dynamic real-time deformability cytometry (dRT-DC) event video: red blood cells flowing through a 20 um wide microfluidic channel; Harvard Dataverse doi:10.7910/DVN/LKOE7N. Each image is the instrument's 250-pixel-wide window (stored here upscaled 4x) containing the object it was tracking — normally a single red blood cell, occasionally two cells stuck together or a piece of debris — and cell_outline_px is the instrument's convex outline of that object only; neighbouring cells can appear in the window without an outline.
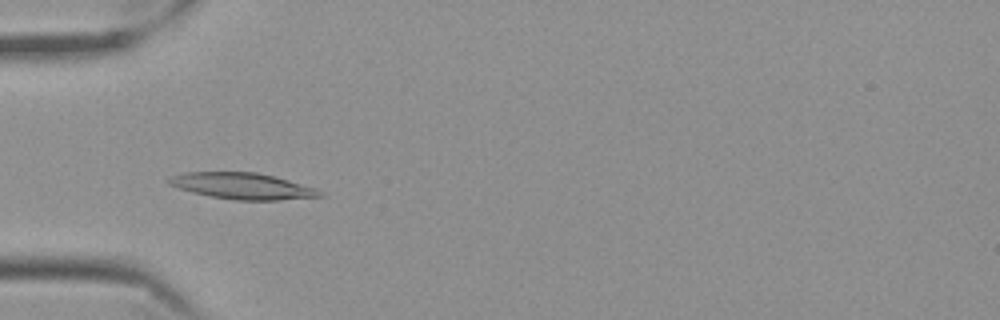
{"species": "Egyptian fruit bat (a non-hibernating species)", "species_latin": "Rousettus aegyptiacus", "temperature_condition": "cold", "stored_images_in_passage": 58, "camera_frame_rate_fps": 3000, "um_per_image_px": 0.085, "frame": {"image": 1, "passage_image": 19, "time_ms": 6.0, "image_size_px": [1000, 320], "cell_outline_px": [[328, 196], [280, 200], [232, 200], [192, 192], [168, 184], [164, 180], [172, 176], [184, 172], [256, 172], [288, 180], [316, 188], [324, 192]], "centroid_in_image_um": [20.64, 15.82], "position_along_channel_um": 64.4, "area_um2": 23.18}}
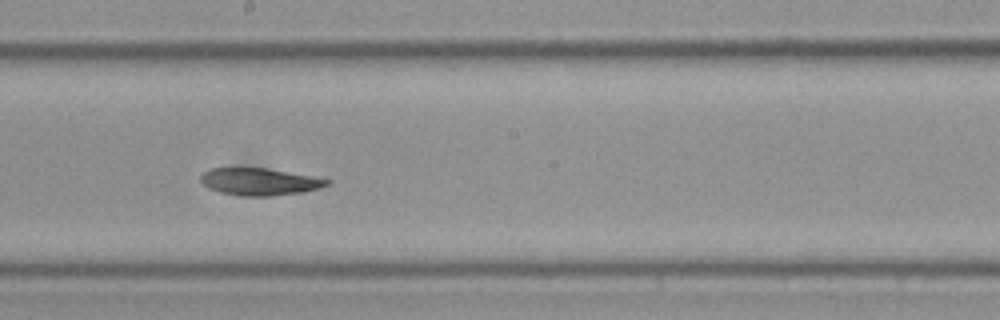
{"frame": {"image": 2, "passage_image": 33, "time_ms": 10.667, "image_size_px": [1000, 320], "cell_outline_px": [[332, 184], [304, 192], [268, 196], [244, 196], [220, 192], [208, 188], [200, 180], [200, 176], [204, 172], [212, 168], [268, 168], [332, 180]], "centroid_in_image_um": [22.08, 15.44], "position_along_channel_um": 226.1, "area_um2": 19.94}}
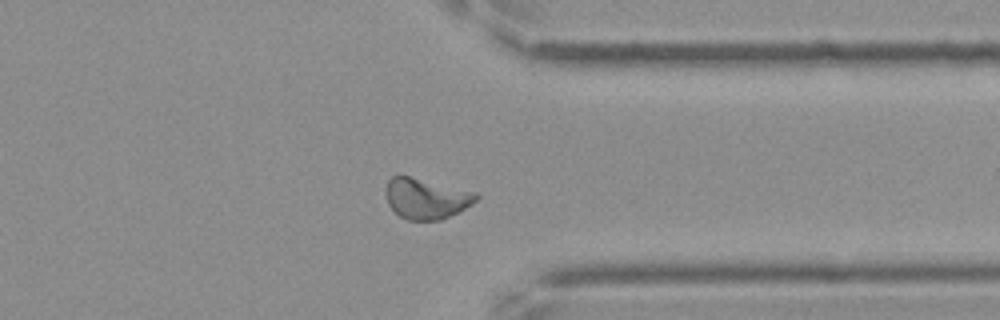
{"frame": {"image": 3, "passage_image": 46, "time_ms": 15.0, "image_size_px": [1000, 320], "cell_outline_px": [[480, 196], [472, 204], [440, 220], [408, 220], [400, 216], [388, 204], [384, 192], [384, 188], [388, 180], [392, 176], [408, 176], [476, 192]], "centroid_in_image_um": [36.18, 16.87], "position_along_channel_um": 375.2, "area_um2": 21.15}}